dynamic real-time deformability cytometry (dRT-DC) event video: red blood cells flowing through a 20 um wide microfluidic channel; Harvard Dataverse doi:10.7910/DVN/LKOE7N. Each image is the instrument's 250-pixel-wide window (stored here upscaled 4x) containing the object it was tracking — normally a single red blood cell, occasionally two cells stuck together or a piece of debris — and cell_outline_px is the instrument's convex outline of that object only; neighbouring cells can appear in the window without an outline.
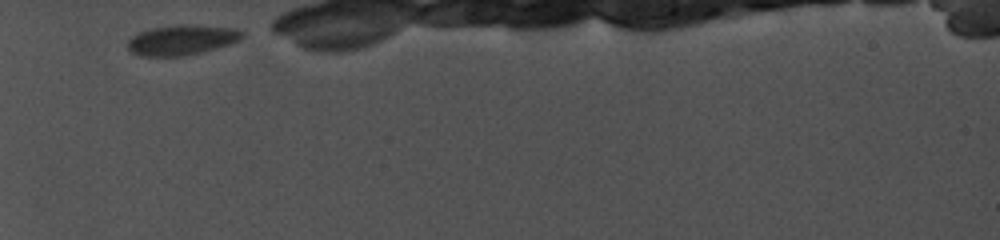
{"species": "common noctule bat (a hibernating species)", "species_latin": "Nyctalus noctula", "temperature_condition": "cold", "stored_images_in_passage": 23, "camera_frame_rate_fps": 5000, "um_per_image_px": 0.085, "animal": {"sex": "female", "body_mass_g": 19.0, "forearm_length_mm": 56.7}, "frame": {"image": 1, "passage_image": 1, "time_ms": 0.0, "image_size_px": [1000, 240], "cell_outline_px": [[244, 36], [240, 40], [204, 52], [184, 56], [140, 56], [132, 52], [128, 48], [128, 40], [132, 36], [148, 28], [180, 24], [192, 24], [232, 28], [244, 32]], "centroid_in_image_um": [15.44, 3.39], "position_along_channel_um": 69.6, "area_um2": 20.23}}
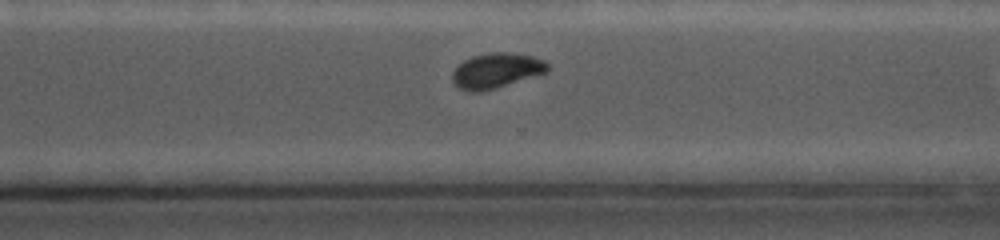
{"frame": {"image": 2, "passage_image": 17, "time_ms": 7.2, "image_size_px": [1000, 240], "cell_outline_px": [[548, 72], [496, 88], [480, 92], [468, 92], [452, 84], [452, 72], [464, 60], [472, 56], [492, 52], [508, 52], [532, 56], [544, 60], [548, 64]], "centroid_in_image_um": [42.17, 6.01], "position_along_channel_um": 328.4, "area_um2": 19.54}}